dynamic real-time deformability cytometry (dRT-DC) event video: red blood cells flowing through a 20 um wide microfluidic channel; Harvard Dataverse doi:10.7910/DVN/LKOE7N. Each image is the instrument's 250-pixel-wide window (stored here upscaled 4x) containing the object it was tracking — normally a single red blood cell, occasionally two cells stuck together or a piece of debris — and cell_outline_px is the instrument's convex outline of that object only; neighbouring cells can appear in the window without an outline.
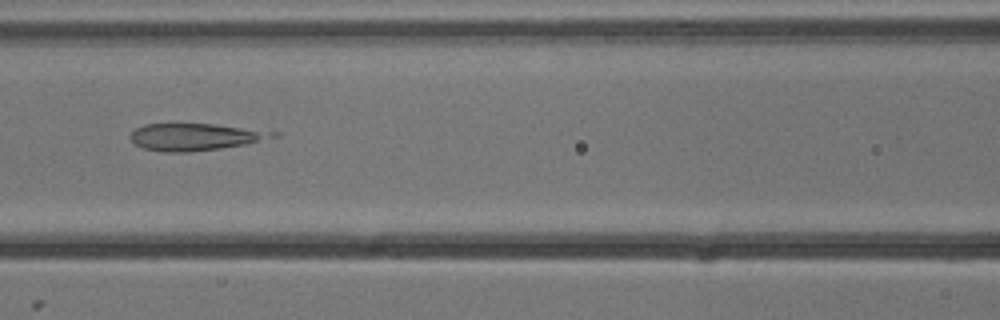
{"species": "common noctule bat (a hibernating species)", "species_latin": "Nyctalus noctula", "temperature_condition": "cold", "stored_images_in_passage": 8, "camera_frame_rate_fps": 3000, "um_per_image_px": 0.085, "animal": {"sex": "male", "body_mass_g": 13.3}, "frame": {"image": 1, "passage_image": 6, "time_ms": 1.667, "image_size_px": [1000, 320], "cell_outline_px": [[280, 136], [244, 144], [220, 148], [188, 152], [164, 152], [144, 148], [136, 144], [128, 136], [136, 128], [144, 124], [212, 124], [280, 132]], "centroid_in_image_um": [16.59, 11.63], "position_along_channel_um": 150.0, "area_um2": 22.25}}
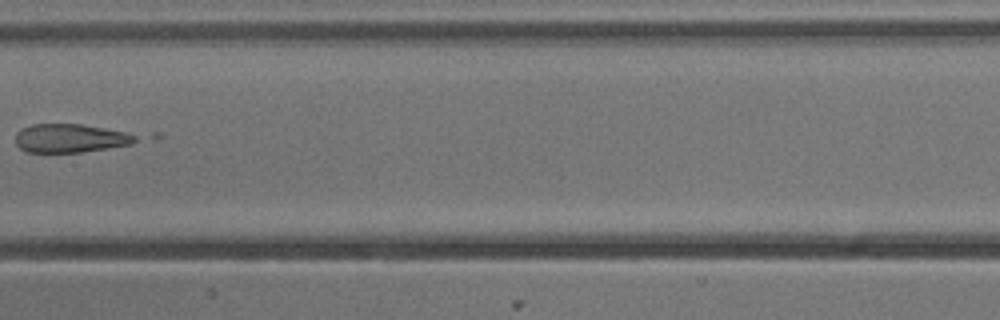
{"frame": {"image": 2, "passage_image": 7, "time_ms": 2.0, "image_size_px": [1000, 320], "cell_outline_px": [[136, 140], [132, 144], [80, 152], [28, 152], [20, 148], [16, 144], [16, 132], [20, 128], [32, 124], [80, 124], [128, 132], [136, 136]], "centroid_in_image_um": [5.94, 11.74], "position_along_channel_um": 201.5, "area_um2": 19.88}}
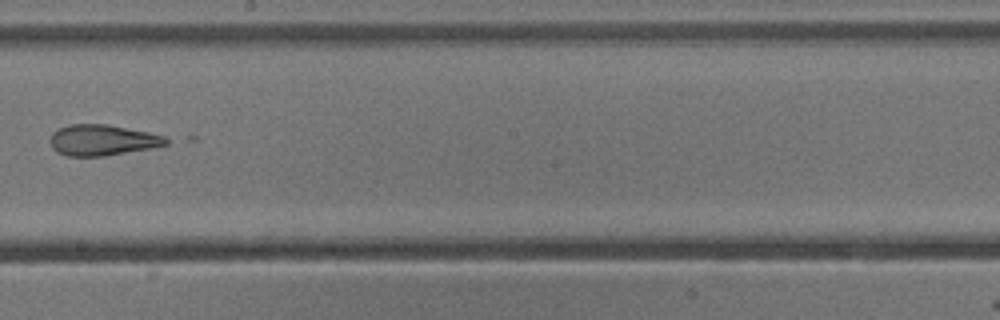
{"frame": {"image": 3, "passage_image": 8, "time_ms": 2.333, "image_size_px": [1000, 320], "cell_outline_px": [[176, 140], [168, 144], [152, 148], [104, 156], [68, 156], [56, 152], [52, 148], [48, 140], [52, 132], [68, 124], [108, 124], [148, 132], [164, 136]], "centroid_in_image_um": [8.72, 11.91], "position_along_channel_um": 239.5, "area_um2": 21.21}}